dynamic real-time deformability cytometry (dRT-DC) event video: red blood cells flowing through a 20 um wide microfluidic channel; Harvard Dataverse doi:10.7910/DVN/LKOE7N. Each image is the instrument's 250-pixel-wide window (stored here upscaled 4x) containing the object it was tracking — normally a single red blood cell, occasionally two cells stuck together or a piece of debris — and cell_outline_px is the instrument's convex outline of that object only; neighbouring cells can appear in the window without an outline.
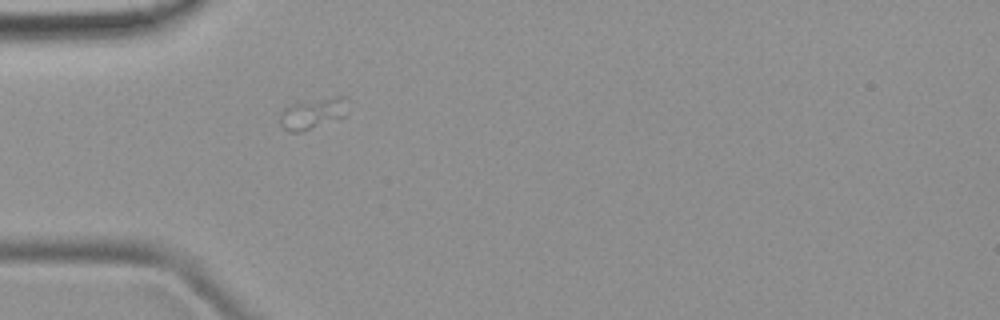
{"species": "common noctule bat (a hibernating species)", "species_latin": "Nyctalus noctula", "temperature_condition": "room temperature", "stored_images_in_passage": 1, "camera_frame_rate_fps": 3000, "um_per_image_px": 0.085, "animal": {"sex": "female", "body_mass_g": 19.9}, "frame": {"image": 1, "passage_image": 1, "time_ms": 0.0, "image_size_px": [1000, 320], "cell_outline_px": [[348, 96], [344, 116], [300, 132], [292, 132], [284, 128], [280, 124], [280, 112], [284, 108], [296, 104], [336, 96]], "centroid_in_image_um": [26.58, 9.64], "position_along_channel_um": 58.4, "area_um2": 11.68}}